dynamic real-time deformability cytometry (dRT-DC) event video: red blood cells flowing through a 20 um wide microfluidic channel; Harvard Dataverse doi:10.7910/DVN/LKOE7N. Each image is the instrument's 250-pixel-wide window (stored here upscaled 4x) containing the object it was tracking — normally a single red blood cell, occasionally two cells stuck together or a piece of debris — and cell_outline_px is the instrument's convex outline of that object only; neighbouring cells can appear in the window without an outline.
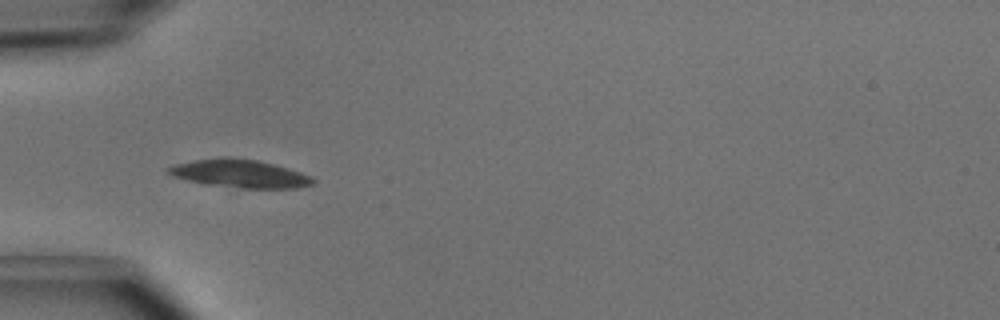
{"species": "common noctule bat (a hibernating species)", "species_latin": "Nyctalus noctula", "temperature_condition": "cold", "stored_images_in_passage": 5, "camera_frame_rate_fps": 3000, "um_per_image_px": 0.085, "animal": {"sex": "male", "body_mass_g": 15.6}, "frame": {"image": 1, "passage_image": 5, "time_ms": 1.333, "image_size_px": [1000, 320], "cell_outline_px": [[316, 184], [296, 188], [240, 188], [208, 184], [188, 180], [172, 176], [164, 168], [176, 164], [196, 160], [220, 156], [224, 156], [256, 160], [288, 168], [312, 176], [316, 180]], "centroid_in_image_um": [20.41, 14.75], "position_along_channel_um": 64.6, "area_um2": 23.64}}